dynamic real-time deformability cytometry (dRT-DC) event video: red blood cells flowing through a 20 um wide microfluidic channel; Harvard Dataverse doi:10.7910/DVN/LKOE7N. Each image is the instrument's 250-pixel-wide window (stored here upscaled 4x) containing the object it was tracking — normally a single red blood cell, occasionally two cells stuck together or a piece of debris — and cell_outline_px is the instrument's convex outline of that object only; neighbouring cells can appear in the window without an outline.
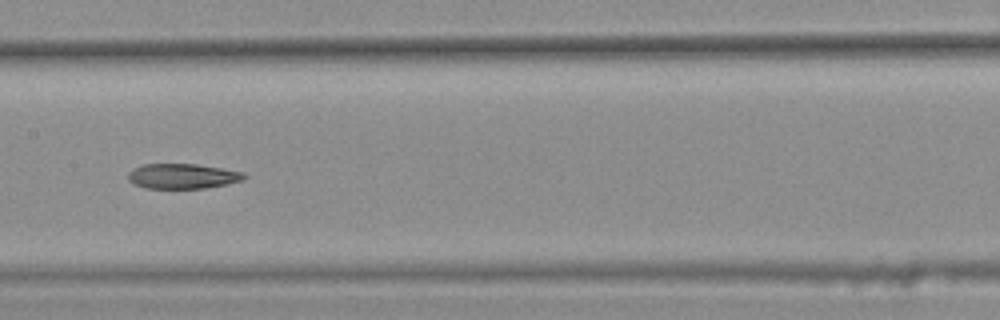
{"species": "common noctule bat (a hibernating species)", "species_latin": "Nyctalus noctula", "temperature_condition": "warm", "stored_images_in_passage": 44, "camera_frame_rate_fps": 3000, "um_per_image_px": 0.085, "animal": {"sex": "female", "body_mass_g": 25.1}, "frame": {"image": 1, "passage_image": 26, "time_ms": 8.333, "image_size_px": [1000, 320], "cell_outline_px": [[248, 176], [244, 180], [228, 184], [204, 188], [144, 188], [128, 180], [128, 172], [132, 168], [144, 164], [196, 164], [244, 172]], "centroid_in_image_um": [15.53, 14.97], "position_along_channel_um": 191.9, "area_um2": 16.99}}
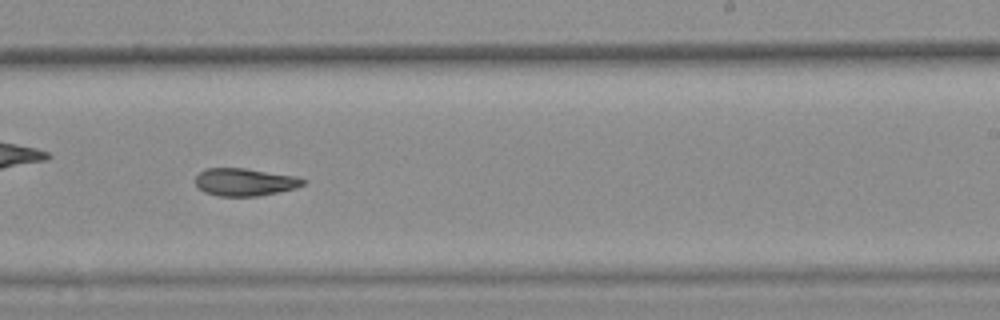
{"frame": {"image": 2, "passage_image": 32, "time_ms": 10.333, "image_size_px": [1000, 320], "cell_outline_px": [[308, 180], [304, 184], [296, 188], [256, 196], [220, 196], [204, 192], [196, 184], [196, 176], [200, 172], [208, 168], [244, 168], [296, 176]], "centroid_in_image_um": [20.83, 15.47], "position_along_channel_um": 268.2, "area_um2": 17.17}}